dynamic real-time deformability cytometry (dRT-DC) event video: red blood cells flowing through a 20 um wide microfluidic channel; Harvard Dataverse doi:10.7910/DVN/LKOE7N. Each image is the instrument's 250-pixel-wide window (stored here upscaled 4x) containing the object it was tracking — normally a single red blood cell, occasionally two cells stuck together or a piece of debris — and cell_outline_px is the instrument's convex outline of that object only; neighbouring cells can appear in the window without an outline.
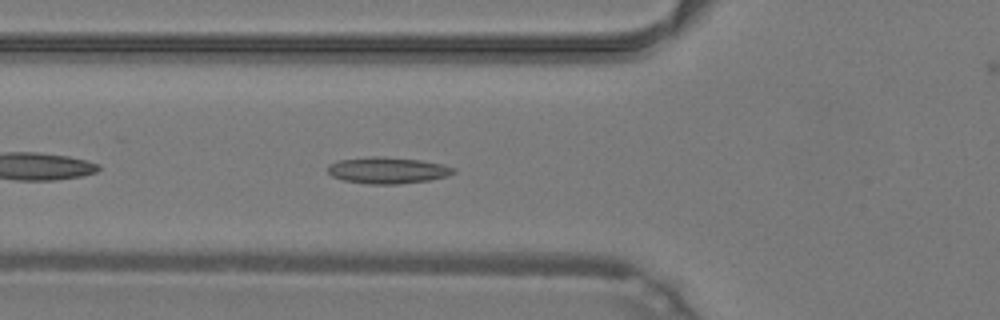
{"species": "common noctule bat (a hibernating species)", "species_latin": "Nyctalus noctula", "temperature_condition": "warm", "stored_images_in_passage": 36, "camera_frame_rate_fps": 3000, "um_per_image_px": 0.085, "animal": {"sex": "male", "body_mass_g": 19.2, "forearm_length_mm": 51.8}, "frame": {"image": 1, "passage_image": 5, "time_ms": 1.333, "image_size_px": [1000, 320], "cell_outline_px": [[456, 172], [448, 176], [428, 180], [396, 184], [368, 184], [344, 180], [332, 176], [328, 172], [328, 164], [336, 160], [372, 156], [376, 156], [420, 160], [440, 164], [456, 168]], "centroid_in_image_um": [32.92, 14.47], "position_along_channel_um": 92.9, "area_um2": 19.31}}
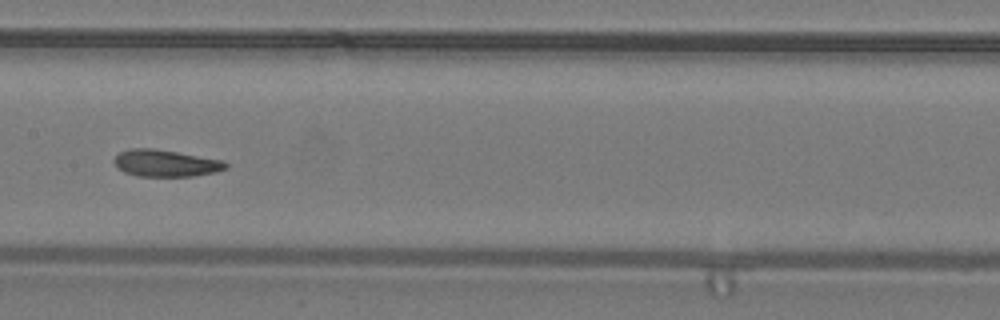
{"frame": {"image": 2, "passage_image": 12, "time_ms": 3.667, "image_size_px": [1000, 320], "cell_outline_px": [[228, 168], [216, 172], [192, 176], [136, 176], [124, 172], [112, 160], [120, 152], [132, 148], [152, 148], [176, 152], [220, 160], [228, 164]], "centroid_in_image_um": [14.07, 13.88], "position_along_channel_um": 193.3, "area_um2": 17.22}}
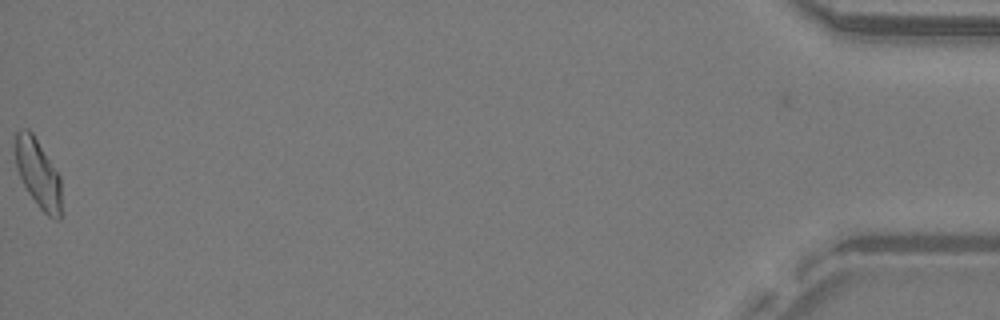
{"frame": {"image": 3, "passage_image": 36, "time_ms": 11.667, "image_size_px": [1000, 320], "cell_outline_px": [[60, 220], [56, 220], [48, 216], [40, 208], [28, 192], [16, 168], [16, 132], [24, 128], [28, 128], [32, 132], [60, 176]], "centroid_in_image_um": [3.24, 14.75], "position_along_channel_um": 432.0, "area_um2": 18.03}, "authors_computed_cell_mechanics": {"area_um2": 17.8313, "velocity_mm_per_s": 4.2745, "shape_relaxation_time_tau1_ms": null, "shape_relaxation_time_tau2_ms": 2.8696, "deformation_change_tau1": null, "deformation_change_tau2": 0.1054}}